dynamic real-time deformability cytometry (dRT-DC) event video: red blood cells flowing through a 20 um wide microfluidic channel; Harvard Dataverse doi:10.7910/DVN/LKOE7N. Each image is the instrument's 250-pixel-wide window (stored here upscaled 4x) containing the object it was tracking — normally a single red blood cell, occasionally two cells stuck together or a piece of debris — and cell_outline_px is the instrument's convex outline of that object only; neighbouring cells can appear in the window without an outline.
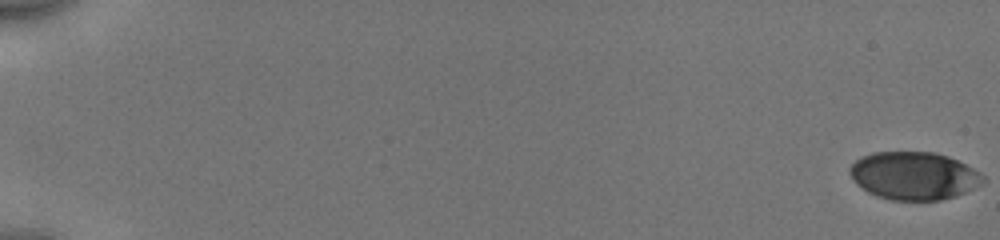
{"species": "human", "species_latin": "Homo sapiens", "temperature_condition": "cold", "stored_images_in_passage": 54, "camera_frame_rate_fps": 3000, "um_per_image_px": 0.085, "donor": {"sex": "male"}, "frame": {"image": 1, "passage_image": 1, "time_ms": 0.0, "image_size_px": [1000, 240], "cell_outline_px": [[984, 184], [956, 196], [940, 200], [888, 200], [876, 196], [868, 192], [856, 184], [852, 180], [848, 172], [848, 168], [860, 156], [872, 152], [932, 152], [948, 156], [980, 172], [984, 176]], "centroid_in_image_um": [77.65, 14.94], "position_along_channel_um": 7.4, "area_um2": 37.45}}
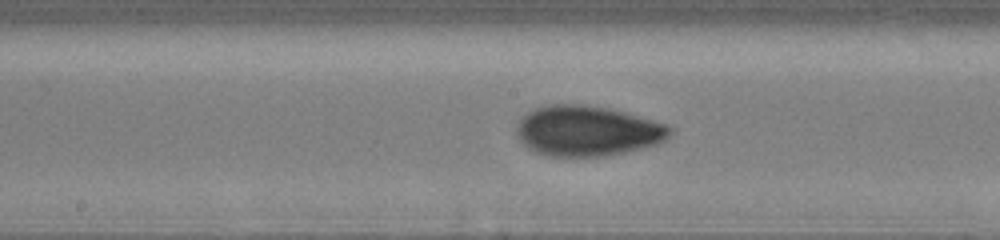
{"frame": {"image": 2, "passage_image": 31, "time_ms": 10.0, "image_size_px": [1000, 240], "cell_outline_px": [[676, 128], [660, 144], [624, 152], [604, 156], [548, 156], [536, 152], [528, 148], [520, 140], [516, 132], [520, 120], [528, 112], [536, 108], [552, 104], [584, 104], [608, 108], [624, 112], [668, 124]], "centroid_in_image_um": [49.97, 11.13], "position_along_channel_um": 198.2, "area_um2": 44.97}}
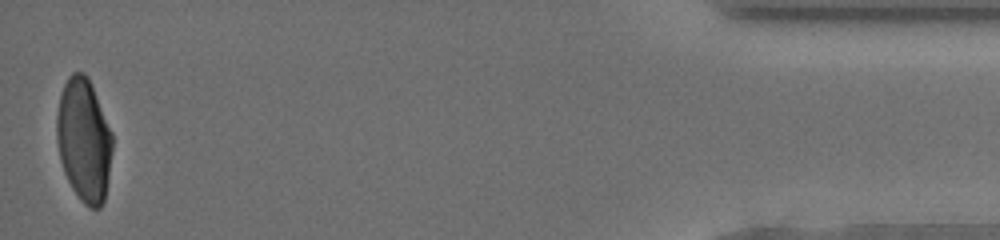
{"frame": {"image": 3, "passage_image": 54, "time_ms": 17.667, "image_size_px": [1000, 240], "cell_outline_px": [[112, 152], [104, 200], [100, 208], [92, 208], [84, 204], [80, 200], [72, 188], [64, 172], [60, 160], [56, 140], [56, 116], [60, 96], [64, 84], [68, 76], [72, 72], [84, 72], [88, 76], [92, 84], [112, 132]], "centroid_in_image_um": [7.12, 11.88], "position_along_channel_um": 428.1, "area_um2": 40.17}, "authors_computed_cell_mechanics": {"area_um2": 40.9802, "velocity_mm_per_s": 3.9657, "shape_relaxation_time_tau1_ms": 5.117, "shape_relaxation_time_tau2_ms": 1.0615, "deformation_change_tau1": 0.1642, "deformation_change_tau2": 0.0501}}